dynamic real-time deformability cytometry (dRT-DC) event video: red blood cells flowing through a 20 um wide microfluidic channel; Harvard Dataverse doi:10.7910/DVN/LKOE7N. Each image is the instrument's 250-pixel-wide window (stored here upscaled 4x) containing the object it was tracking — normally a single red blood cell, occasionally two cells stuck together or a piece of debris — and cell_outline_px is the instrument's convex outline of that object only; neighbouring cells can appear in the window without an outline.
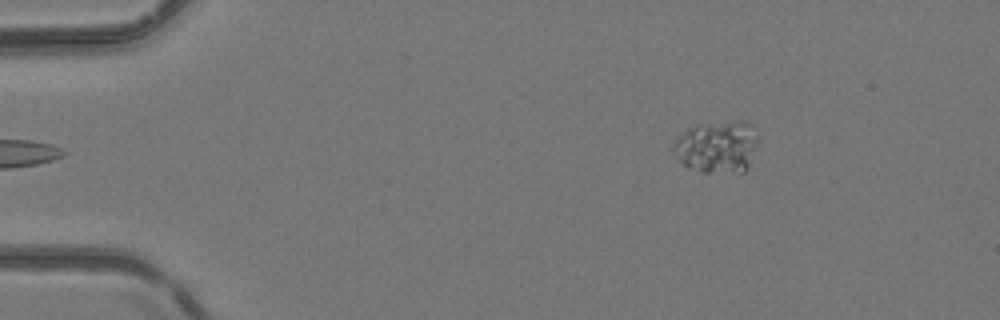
{"species": "common noctule bat (a hibernating species)", "species_latin": "Nyctalus noctula", "temperature_condition": "room temperature", "stored_images_in_passage": 5, "camera_frame_rate_fps": 3000, "um_per_image_px": 0.085, "animal": {"sex": "female", "body_mass_g": 24.6, "forearm_length_mm": 56.2}, "frame": {"image": 1, "passage_image": 5, "time_ms": 1.333, "image_size_px": [1000, 320], "cell_outline_px": [[760, 128], [748, 168], [744, 172], [700, 172], [688, 168], [676, 156], [676, 136], [692, 124], [732, 120], [748, 120]], "centroid_in_image_um": [61.0, 12.41], "position_along_channel_um": 24.0, "area_um2": 26.3}}